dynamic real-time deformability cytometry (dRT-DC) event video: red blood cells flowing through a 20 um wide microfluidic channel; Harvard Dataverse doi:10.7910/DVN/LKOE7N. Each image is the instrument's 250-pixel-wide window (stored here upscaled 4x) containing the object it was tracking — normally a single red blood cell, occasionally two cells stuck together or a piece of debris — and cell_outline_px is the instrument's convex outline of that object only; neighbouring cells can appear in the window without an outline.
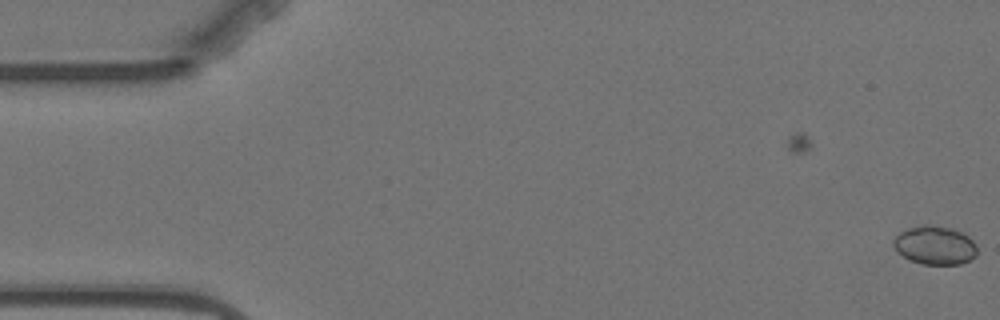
{"species": "Egyptian fruit bat (a non-hibernating species)", "species_latin": "Rousettus aegyptiacus", "temperature_condition": "warm", "stored_images_in_passage": 6, "segment_of_instrument_passage": [1, 2], "camera_frame_rate_fps": 3000, "um_per_image_px": 0.085, "animal": {"sex": "female"}, "frame": {"image": 1, "passage_image": 1, "time_ms": 0.0, "image_size_px": [1000, 320], "cell_outline_px": [[976, 256], [960, 264], [920, 264], [904, 256], [892, 244], [892, 240], [900, 232], [908, 228], [924, 224], [952, 228], [964, 232], [976, 244]], "centroid_in_image_um": [79.48, 20.83], "position_along_channel_um": 5.5, "area_um2": 18.73}}
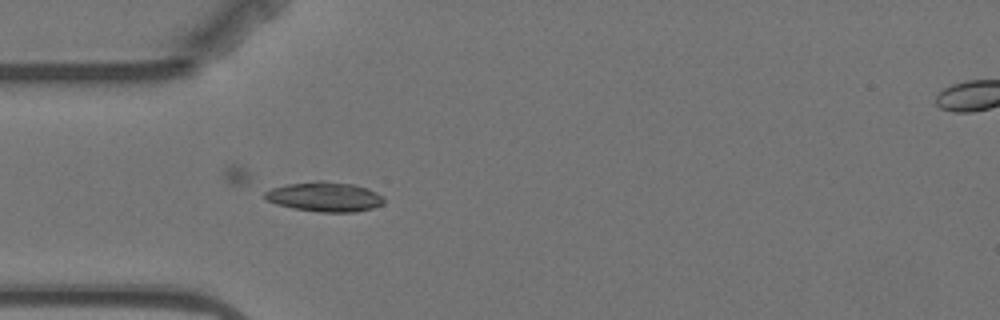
{"frame": {"image": 2, "passage_image": 5, "time_ms": 5.333, "image_size_px": [1000, 320], "cell_outline_px": [[384, 204], [372, 208], [356, 212], [320, 212], [296, 208], [276, 204], [268, 200], [264, 196], [264, 192], [272, 188], [288, 184], [320, 180], [324, 180], [352, 184], [368, 188], [384, 196]], "centroid_in_image_um": [27.64, 16.72], "position_along_channel_um": 57.4, "area_um2": 20.58}}